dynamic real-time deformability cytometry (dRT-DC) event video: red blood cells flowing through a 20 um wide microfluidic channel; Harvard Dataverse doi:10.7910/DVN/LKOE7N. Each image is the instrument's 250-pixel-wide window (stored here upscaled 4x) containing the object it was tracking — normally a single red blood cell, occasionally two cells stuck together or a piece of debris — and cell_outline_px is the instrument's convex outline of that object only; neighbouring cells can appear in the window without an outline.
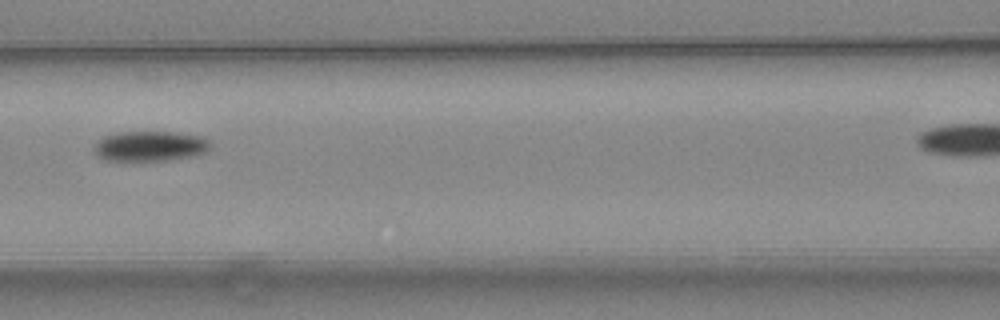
{"species": "common noctule bat (a hibernating species)", "species_latin": "Nyctalus noctula", "temperature_condition": "warm", "stored_images_in_passage": 7, "segment_of_instrument_passage": [1, 2], "camera_frame_rate_fps": 3000, "um_per_image_px": 0.085, "animal": {"sex": "female", "body_mass_g": 24.6, "forearm_length_mm": 56.2}, "frame": {"image": 1, "passage_image": 6, "time_ms": 1.667, "image_size_px": [1000, 320], "cell_outline_px": [[212, 148], [208, 152], [196, 156], [168, 160], [104, 160], [96, 156], [92, 152], [92, 148], [104, 136], [120, 132], [176, 132], [204, 136], [212, 144]], "centroid_in_image_um": [12.81, 12.42], "position_along_channel_um": 153.8, "area_um2": 20.81}}